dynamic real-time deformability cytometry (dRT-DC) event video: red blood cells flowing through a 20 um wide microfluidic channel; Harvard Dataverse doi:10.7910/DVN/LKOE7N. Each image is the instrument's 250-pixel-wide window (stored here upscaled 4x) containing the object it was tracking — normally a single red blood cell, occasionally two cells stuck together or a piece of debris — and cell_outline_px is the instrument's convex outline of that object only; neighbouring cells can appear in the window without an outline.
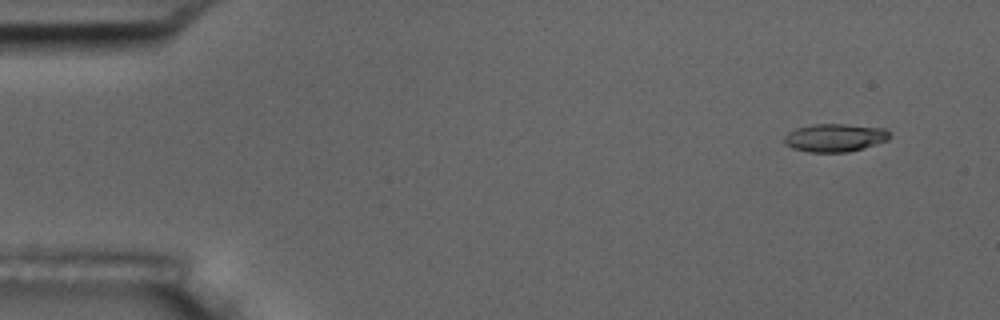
{"species": "common noctule bat (a hibernating species)", "species_latin": "Nyctalus noctula", "temperature_condition": "room temperature", "stored_images_in_passage": 4, "camera_frame_rate_fps": 3000, "um_per_image_px": 0.085, "animal": {"sex": "male", "body_mass_g": 17.5, "forearm_length_mm": 52.3}, "frame": {"image": 1, "passage_image": 2, "time_ms": 0.333, "image_size_px": [1000, 320], "cell_outline_px": [[892, 136], [888, 140], [864, 148], [848, 152], [808, 152], [792, 148], [784, 144], [784, 136], [788, 132], [796, 128], [812, 124], [848, 124], [888, 128]], "centroid_in_image_um": [71.0, 11.7], "position_along_channel_um": 14.0, "area_um2": 17.57}}